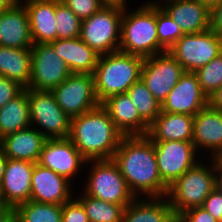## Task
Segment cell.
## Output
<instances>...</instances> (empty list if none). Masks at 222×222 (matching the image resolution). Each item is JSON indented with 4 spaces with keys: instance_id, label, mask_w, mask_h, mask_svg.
Wrapping results in <instances>:
<instances>
[{
    "instance_id": "1",
    "label": "cell",
    "mask_w": 222,
    "mask_h": 222,
    "mask_svg": "<svg viewBox=\"0 0 222 222\" xmlns=\"http://www.w3.org/2000/svg\"><path fill=\"white\" fill-rule=\"evenodd\" d=\"M113 161L135 197H166L169 187L162 181L152 140L147 136H123Z\"/></svg>"
},
{
    "instance_id": "2",
    "label": "cell",
    "mask_w": 222,
    "mask_h": 222,
    "mask_svg": "<svg viewBox=\"0 0 222 222\" xmlns=\"http://www.w3.org/2000/svg\"><path fill=\"white\" fill-rule=\"evenodd\" d=\"M68 138L87 161L108 160L113 158L123 135L100 104L71 118Z\"/></svg>"
},
{
    "instance_id": "3",
    "label": "cell",
    "mask_w": 222,
    "mask_h": 222,
    "mask_svg": "<svg viewBox=\"0 0 222 222\" xmlns=\"http://www.w3.org/2000/svg\"><path fill=\"white\" fill-rule=\"evenodd\" d=\"M144 59L121 51L99 55L93 76L100 104L111 96L127 92L140 80Z\"/></svg>"
},
{
    "instance_id": "4",
    "label": "cell",
    "mask_w": 222,
    "mask_h": 222,
    "mask_svg": "<svg viewBox=\"0 0 222 222\" xmlns=\"http://www.w3.org/2000/svg\"><path fill=\"white\" fill-rule=\"evenodd\" d=\"M123 8L119 51L143 58L165 52L159 44L156 5L144 2L136 10Z\"/></svg>"
},
{
    "instance_id": "5",
    "label": "cell",
    "mask_w": 222,
    "mask_h": 222,
    "mask_svg": "<svg viewBox=\"0 0 222 222\" xmlns=\"http://www.w3.org/2000/svg\"><path fill=\"white\" fill-rule=\"evenodd\" d=\"M211 159L207 165L199 161L169 186L166 197L176 217L190 208L202 206L214 190L217 164Z\"/></svg>"
},
{
    "instance_id": "6",
    "label": "cell",
    "mask_w": 222,
    "mask_h": 222,
    "mask_svg": "<svg viewBox=\"0 0 222 222\" xmlns=\"http://www.w3.org/2000/svg\"><path fill=\"white\" fill-rule=\"evenodd\" d=\"M88 164L92 166L82 189L86 195L124 207L136 198L113 159L89 160L86 162Z\"/></svg>"
},
{
    "instance_id": "7",
    "label": "cell",
    "mask_w": 222,
    "mask_h": 222,
    "mask_svg": "<svg viewBox=\"0 0 222 222\" xmlns=\"http://www.w3.org/2000/svg\"><path fill=\"white\" fill-rule=\"evenodd\" d=\"M123 7L105 5L81 22V40L98 55L119 51Z\"/></svg>"
},
{
    "instance_id": "8",
    "label": "cell",
    "mask_w": 222,
    "mask_h": 222,
    "mask_svg": "<svg viewBox=\"0 0 222 222\" xmlns=\"http://www.w3.org/2000/svg\"><path fill=\"white\" fill-rule=\"evenodd\" d=\"M27 94L31 125L47 139L68 138L71 118L57 104L53 93L27 88Z\"/></svg>"
},
{
    "instance_id": "9",
    "label": "cell",
    "mask_w": 222,
    "mask_h": 222,
    "mask_svg": "<svg viewBox=\"0 0 222 222\" xmlns=\"http://www.w3.org/2000/svg\"><path fill=\"white\" fill-rule=\"evenodd\" d=\"M168 52L185 71L195 72L222 53V37L211 29L200 33L184 34Z\"/></svg>"
},
{
    "instance_id": "10",
    "label": "cell",
    "mask_w": 222,
    "mask_h": 222,
    "mask_svg": "<svg viewBox=\"0 0 222 222\" xmlns=\"http://www.w3.org/2000/svg\"><path fill=\"white\" fill-rule=\"evenodd\" d=\"M57 104L70 117L79 116L100 105L92 74L72 73L51 90Z\"/></svg>"
},
{
    "instance_id": "11",
    "label": "cell",
    "mask_w": 222,
    "mask_h": 222,
    "mask_svg": "<svg viewBox=\"0 0 222 222\" xmlns=\"http://www.w3.org/2000/svg\"><path fill=\"white\" fill-rule=\"evenodd\" d=\"M152 142L159 175L168 187L200 161L198 160L200 154L192 141Z\"/></svg>"
},
{
    "instance_id": "12",
    "label": "cell",
    "mask_w": 222,
    "mask_h": 222,
    "mask_svg": "<svg viewBox=\"0 0 222 222\" xmlns=\"http://www.w3.org/2000/svg\"><path fill=\"white\" fill-rule=\"evenodd\" d=\"M184 73L182 65L165 51L144 59L140 79L162 104Z\"/></svg>"
},
{
    "instance_id": "13",
    "label": "cell",
    "mask_w": 222,
    "mask_h": 222,
    "mask_svg": "<svg viewBox=\"0 0 222 222\" xmlns=\"http://www.w3.org/2000/svg\"><path fill=\"white\" fill-rule=\"evenodd\" d=\"M31 50V81L28 89L51 91L72 72L50 44H33Z\"/></svg>"
},
{
    "instance_id": "14",
    "label": "cell",
    "mask_w": 222,
    "mask_h": 222,
    "mask_svg": "<svg viewBox=\"0 0 222 222\" xmlns=\"http://www.w3.org/2000/svg\"><path fill=\"white\" fill-rule=\"evenodd\" d=\"M87 160L69 138L47 139L43 145L38 163L53 170L67 180H75ZM78 173V174H77Z\"/></svg>"
},
{
    "instance_id": "15",
    "label": "cell",
    "mask_w": 222,
    "mask_h": 222,
    "mask_svg": "<svg viewBox=\"0 0 222 222\" xmlns=\"http://www.w3.org/2000/svg\"><path fill=\"white\" fill-rule=\"evenodd\" d=\"M207 105L208 97L201 90L196 74L185 71L161 104V109L162 112L195 116Z\"/></svg>"
},
{
    "instance_id": "16",
    "label": "cell",
    "mask_w": 222,
    "mask_h": 222,
    "mask_svg": "<svg viewBox=\"0 0 222 222\" xmlns=\"http://www.w3.org/2000/svg\"><path fill=\"white\" fill-rule=\"evenodd\" d=\"M70 182L53 170L35 163L31 177L30 200L63 205L75 195Z\"/></svg>"
},
{
    "instance_id": "17",
    "label": "cell",
    "mask_w": 222,
    "mask_h": 222,
    "mask_svg": "<svg viewBox=\"0 0 222 222\" xmlns=\"http://www.w3.org/2000/svg\"><path fill=\"white\" fill-rule=\"evenodd\" d=\"M33 162L7 158L0 191L6 207L16 208L19 204L28 202L31 195V177Z\"/></svg>"
},
{
    "instance_id": "18",
    "label": "cell",
    "mask_w": 222,
    "mask_h": 222,
    "mask_svg": "<svg viewBox=\"0 0 222 222\" xmlns=\"http://www.w3.org/2000/svg\"><path fill=\"white\" fill-rule=\"evenodd\" d=\"M192 142L198 153L208 151L211 158L222 151V111L207 105L194 116Z\"/></svg>"
},
{
    "instance_id": "19",
    "label": "cell",
    "mask_w": 222,
    "mask_h": 222,
    "mask_svg": "<svg viewBox=\"0 0 222 222\" xmlns=\"http://www.w3.org/2000/svg\"><path fill=\"white\" fill-rule=\"evenodd\" d=\"M123 136L147 135L149 125L140 117L127 92L107 98L101 104Z\"/></svg>"
},
{
    "instance_id": "20",
    "label": "cell",
    "mask_w": 222,
    "mask_h": 222,
    "mask_svg": "<svg viewBox=\"0 0 222 222\" xmlns=\"http://www.w3.org/2000/svg\"><path fill=\"white\" fill-rule=\"evenodd\" d=\"M33 44L28 12L20 1L0 12V46L30 49Z\"/></svg>"
},
{
    "instance_id": "21",
    "label": "cell",
    "mask_w": 222,
    "mask_h": 222,
    "mask_svg": "<svg viewBox=\"0 0 222 222\" xmlns=\"http://www.w3.org/2000/svg\"><path fill=\"white\" fill-rule=\"evenodd\" d=\"M161 7L180 26L183 34H194L210 29V10L199 0H172Z\"/></svg>"
},
{
    "instance_id": "22",
    "label": "cell",
    "mask_w": 222,
    "mask_h": 222,
    "mask_svg": "<svg viewBox=\"0 0 222 222\" xmlns=\"http://www.w3.org/2000/svg\"><path fill=\"white\" fill-rule=\"evenodd\" d=\"M20 2L28 12L33 43L49 44L57 40L55 0H20Z\"/></svg>"
},
{
    "instance_id": "23",
    "label": "cell",
    "mask_w": 222,
    "mask_h": 222,
    "mask_svg": "<svg viewBox=\"0 0 222 222\" xmlns=\"http://www.w3.org/2000/svg\"><path fill=\"white\" fill-rule=\"evenodd\" d=\"M47 138L32 125L0 140V149L9 159L38 163Z\"/></svg>"
},
{
    "instance_id": "24",
    "label": "cell",
    "mask_w": 222,
    "mask_h": 222,
    "mask_svg": "<svg viewBox=\"0 0 222 222\" xmlns=\"http://www.w3.org/2000/svg\"><path fill=\"white\" fill-rule=\"evenodd\" d=\"M72 73L94 74L99 55L80 37L57 39L49 43Z\"/></svg>"
},
{
    "instance_id": "25",
    "label": "cell",
    "mask_w": 222,
    "mask_h": 222,
    "mask_svg": "<svg viewBox=\"0 0 222 222\" xmlns=\"http://www.w3.org/2000/svg\"><path fill=\"white\" fill-rule=\"evenodd\" d=\"M167 197H136L124 208L121 222H175Z\"/></svg>"
},
{
    "instance_id": "26",
    "label": "cell",
    "mask_w": 222,
    "mask_h": 222,
    "mask_svg": "<svg viewBox=\"0 0 222 222\" xmlns=\"http://www.w3.org/2000/svg\"><path fill=\"white\" fill-rule=\"evenodd\" d=\"M194 116L162 112L150 125L147 136L152 141H192Z\"/></svg>"
},
{
    "instance_id": "27",
    "label": "cell",
    "mask_w": 222,
    "mask_h": 222,
    "mask_svg": "<svg viewBox=\"0 0 222 222\" xmlns=\"http://www.w3.org/2000/svg\"><path fill=\"white\" fill-rule=\"evenodd\" d=\"M31 50L0 46V76L27 88L31 81Z\"/></svg>"
},
{
    "instance_id": "28",
    "label": "cell",
    "mask_w": 222,
    "mask_h": 222,
    "mask_svg": "<svg viewBox=\"0 0 222 222\" xmlns=\"http://www.w3.org/2000/svg\"><path fill=\"white\" fill-rule=\"evenodd\" d=\"M31 126L27 88L0 108V140Z\"/></svg>"
},
{
    "instance_id": "29",
    "label": "cell",
    "mask_w": 222,
    "mask_h": 222,
    "mask_svg": "<svg viewBox=\"0 0 222 222\" xmlns=\"http://www.w3.org/2000/svg\"><path fill=\"white\" fill-rule=\"evenodd\" d=\"M75 196L81 202L89 222H121L124 212L123 205H117L86 195Z\"/></svg>"
},
{
    "instance_id": "30",
    "label": "cell",
    "mask_w": 222,
    "mask_h": 222,
    "mask_svg": "<svg viewBox=\"0 0 222 222\" xmlns=\"http://www.w3.org/2000/svg\"><path fill=\"white\" fill-rule=\"evenodd\" d=\"M15 210L19 222H62V205L29 200Z\"/></svg>"
},
{
    "instance_id": "31",
    "label": "cell",
    "mask_w": 222,
    "mask_h": 222,
    "mask_svg": "<svg viewBox=\"0 0 222 222\" xmlns=\"http://www.w3.org/2000/svg\"><path fill=\"white\" fill-rule=\"evenodd\" d=\"M127 94L140 117L150 126L162 111L159 101L151 94L141 79L127 90Z\"/></svg>"
},
{
    "instance_id": "32",
    "label": "cell",
    "mask_w": 222,
    "mask_h": 222,
    "mask_svg": "<svg viewBox=\"0 0 222 222\" xmlns=\"http://www.w3.org/2000/svg\"><path fill=\"white\" fill-rule=\"evenodd\" d=\"M57 39L78 38L82 20L61 0H55Z\"/></svg>"
},
{
    "instance_id": "33",
    "label": "cell",
    "mask_w": 222,
    "mask_h": 222,
    "mask_svg": "<svg viewBox=\"0 0 222 222\" xmlns=\"http://www.w3.org/2000/svg\"><path fill=\"white\" fill-rule=\"evenodd\" d=\"M156 25L159 44L168 51L184 34L180 26L161 7L156 5Z\"/></svg>"
},
{
    "instance_id": "34",
    "label": "cell",
    "mask_w": 222,
    "mask_h": 222,
    "mask_svg": "<svg viewBox=\"0 0 222 222\" xmlns=\"http://www.w3.org/2000/svg\"><path fill=\"white\" fill-rule=\"evenodd\" d=\"M201 90L208 97L222 86V53L194 72Z\"/></svg>"
},
{
    "instance_id": "35",
    "label": "cell",
    "mask_w": 222,
    "mask_h": 222,
    "mask_svg": "<svg viewBox=\"0 0 222 222\" xmlns=\"http://www.w3.org/2000/svg\"><path fill=\"white\" fill-rule=\"evenodd\" d=\"M81 20L88 19L105 4L101 0H61Z\"/></svg>"
},
{
    "instance_id": "36",
    "label": "cell",
    "mask_w": 222,
    "mask_h": 222,
    "mask_svg": "<svg viewBox=\"0 0 222 222\" xmlns=\"http://www.w3.org/2000/svg\"><path fill=\"white\" fill-rule=\"evenodd\" d=\"M62 222H89L84 207L76 197L62 205Z\"/></svg>"
},
{
    "instance_id": "37",
    "label": "cell",
    "mask_w": 222,
    "mask_h": 222,
    "mask_svg": "<svg viewBox=\"0 0 222 222\" xmlns=\"http://www.w3.org/2000/svg\"><path fill=\"white\" fill-rule=\"evenodd\" d=\"M24 89L17 81L0 76V108L18 96Z\"/></svg>"
},
{
    "instance_id": "38",
    "label": "cell",
    "mask_w": 222,
    "mask_h": 222,
    "mask_svg": "<svg viewBox=\"0 0 222 222\" xmlns=\"http://www.w3.org/2000/svg\"><path fill=\"white\" fill-rule=\"evenodd\" d=\"M177 220L179 222H219L201 206L184 211Z\"/></svg>"
},
{
    "instance_id": "39",
    "label": "cell",
    "mask_w": 222,
    "mask_h": 222,
    "mask_svg": "<svg viewBox=\"0 0 222 222\" xmlns=\"http://www.w3.org/2000/svg\"><path fill=\"white\" fill-rule=\"evenodd\" d=\"M216 220L222 222V195L214 189L204 200L202 206Z\"/></svg>"
},
{
    "instance_id": "40",
    "label": "cell",
    "mask_w": 222,
    "mask_h": 222,
    "mask_svg": "<svg viewBox=\"0 0 222 222\" xmlns=\"http://www.w3.org/2000/svg\"><path fill=\"white\" fill-rule=\"evenodd\" d=\"M210 29L222 37V1L210 9Z\"/></svg>"
},
{
    "instance_id": "41",
    "label": "cell",
    "mask_w": 222,
    "mask_h": 222,
    "mask_svg": "<svg viewBox=\"0 0 222 222\" xmlns=\"http://www.w3.org/2000/svg\"><path fill=\"white\" fill-rule=\"evenodd\" d=\"M208 106L222 111V86L208 96Z\"/></svg>"
},
{
    "instance_id": "42",
    "label": "cell",
    "mask_w": 222,
    "mask_h": 222,
    "mask_svg": "<svg viewBox=\"0 0 222 222\" xmlns=\"http://www.w3.org/2000/svg\"><path fill=\"white\" fill-rule=\"evenodd\" d=\"M0 222H19L15 208L5 207L0 212Z\"/></svg>"
},
{
    "instance_id": "43",
    "label": "cell",
    "mask_w": 222,
    "mask_h": 222,
    "mask_svg": "<svg viewBox=\"0 0 222 222\" xmlns=\"http://www.w3.org/2000/svg\"><path fill=\"white\" fill-rule=\"evenodd\" d=\"M214 189L222 195V171L218 167L216 169Z\"/></svg>"
},
{
    "instance_id": "44",
    "label": "cell",
    "mask_w": 222,
    "mask_h": 222,
    "mask_svg": "<svg viewBox=\"0 0 222 222\" xmlns=\"http://www.w3.org/2000/svg\"><path fill=\"white\" fill-rule=\"evenodd\" d=\"M20 0H0V12L14 7Z\"/></svg>"
},
{
    "instance_id": "45",
    "label": "cell",
    "mask_w": 222,
    "mask_h": 222,
    "mask_svg": "<svg viewBox=\"0 0 222 222\" xmlns=\"http://www.w3.org/2000/svg\"><path fill=\"white\" fill-rule=\"evenodd\" d=\"M7 164V157L4 155L3 151L0 149V186L4 176L5 168Z\"/></svg>"
},
{
    "instance_id": "46",
    "label": "cell",
    "mask_w": 222,
    "mask_h": 222,
    "mask_svg": "<svg viewBox=\"0 0 222 222\" xmlns=\"http://www.w3.org/2000/svg\"><path fill=\"white\" fill-rule=\"evenodd\" d=\"M105 5H116L120 7L129 6L127 0H101Z\"/></svg>"
},
{
    "instance_id": "47",
    "label": "cell",
    "mask_w": 222,
    "mask_h": 222,
    "mask_svg": "<svg viewBox=\"0 0 222 222\" xmlns=\"http://www.w3.org/2000/svg\"><path fill=\"white\" fill-rule=\"evenodd\" d=\"M209 10L218 5L222 0H199Z\"/></svg>"
},
{
    "instance_id": "48",
    "label": "cell",
    "mask_w": 222,
    "mask_h": 222,
    "mask_svg": "<svg viewBox=\"0 0 222 222\" xmlns=\"http://www.w3.org/2000/svg\"><path fill=\"white\" fill-rule=\"evenodd\" d=\"M217 167L222 171V151L214 158Z\"/></svg>"
},
{
    "instance_id": "49",
    "label": "cell",
    "mask_w": 222,
    "mask_h": 222,
    "mask_svg": "<svg viewBox=\"0 0 222 222\" xmlns=\"http://www.w3.org/2000/svg\"><path fill=\"white\" fill-rule=\"evenodd\" d=\"M149 0H147V2L146 3H149V4H151V5H157V6H161L163 3H166V2H168V1H172V0H150L149 2H148ZM160 1V2H159Z\"/></svg>"
},
{
    "instance_id": "50",
    "label": "cell",
    "mask_w": 222,
    "mask_h": 222,
    "mask_svg": "<svg viewBox=\"0 0 222 222\" xmlns=\"http://www.w3.org/2000/svg\"><path fill=\"white\" fill-rule=\"evenodd\" d=\"M4 202L2 199H0V212L5 208Z\"/></svg>"
}]
</instances>
